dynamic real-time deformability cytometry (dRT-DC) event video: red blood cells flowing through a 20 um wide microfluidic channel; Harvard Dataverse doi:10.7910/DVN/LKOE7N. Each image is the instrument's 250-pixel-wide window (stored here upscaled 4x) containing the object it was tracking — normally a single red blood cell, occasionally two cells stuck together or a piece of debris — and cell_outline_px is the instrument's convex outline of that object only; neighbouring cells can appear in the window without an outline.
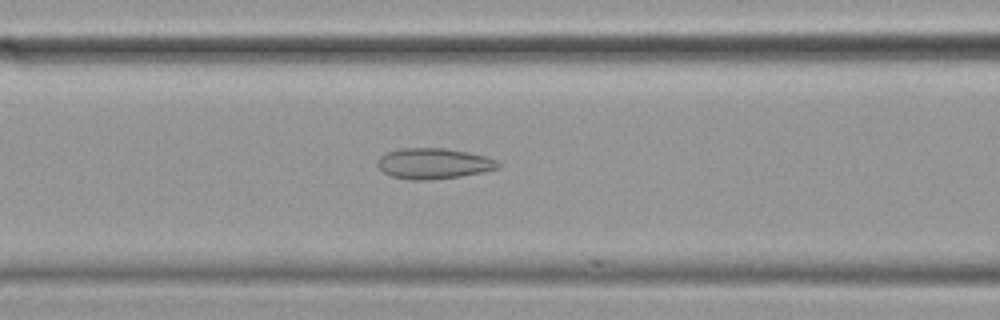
{"species": "common noctule bat (a hibernating species)", "species_latin": "Nyctalus noctula", "temperature_condition": "cold", "stored_images_in_passage": 11, "camera_frame_rate_fps": 3000, "um_per_image_px": 0.085, "animal": {"sex": "female", "body_mass_g": 19.9}, "frame": {"image": 1, "passage_image": 8, "time_ms": 2.333, "image_size_px": [1000, 320], "cell_outline_px": [[500, 168], [484, 172], [460, 176], [420, 180], [412, 180], [392, 176], [384, 172], [376, 164], [376, 160], [380, 156], [388, 152], [400, 148], [444, 148], [468, 152], [484, 156], [496, 160], [500, 164]], "centroid_in_image_um": [36.85, 13.89], "position_along_channel_um": 129.7, "area_um2": 21.44}}